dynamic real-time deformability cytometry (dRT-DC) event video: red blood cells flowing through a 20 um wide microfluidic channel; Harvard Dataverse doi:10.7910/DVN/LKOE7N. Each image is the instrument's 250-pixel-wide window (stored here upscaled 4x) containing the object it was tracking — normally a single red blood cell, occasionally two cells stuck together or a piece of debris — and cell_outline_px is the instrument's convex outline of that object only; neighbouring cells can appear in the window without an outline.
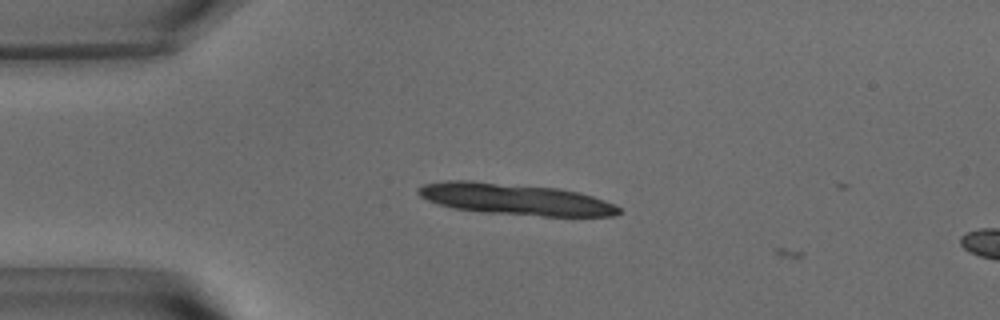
{"species": "common noctule bat (a hibernating species)", "species_latin": "Nyctalus noctula", "temperature_condition": "warm", "stored_images_in_passage": 9, "camera_frame_rate_fps": 3000, "um_per_image_px": 0.085, "animal": {"sex": "male", "body_mass_g": 15.6}, "frame": {"image": 1, "passage_image": 2, "time_ms": 0.333, "image_size_px": [1000, 320], "cell_outline_px": [[532, 208], [476, 208], [456, 204], [444, 200], [444, 196], [452, 184], [480, 184], [500, 188]], "centroid_in_image_um": [40.98, 16.74], "position_along_channel_um": 44.0, "area_um2": 10.58}}